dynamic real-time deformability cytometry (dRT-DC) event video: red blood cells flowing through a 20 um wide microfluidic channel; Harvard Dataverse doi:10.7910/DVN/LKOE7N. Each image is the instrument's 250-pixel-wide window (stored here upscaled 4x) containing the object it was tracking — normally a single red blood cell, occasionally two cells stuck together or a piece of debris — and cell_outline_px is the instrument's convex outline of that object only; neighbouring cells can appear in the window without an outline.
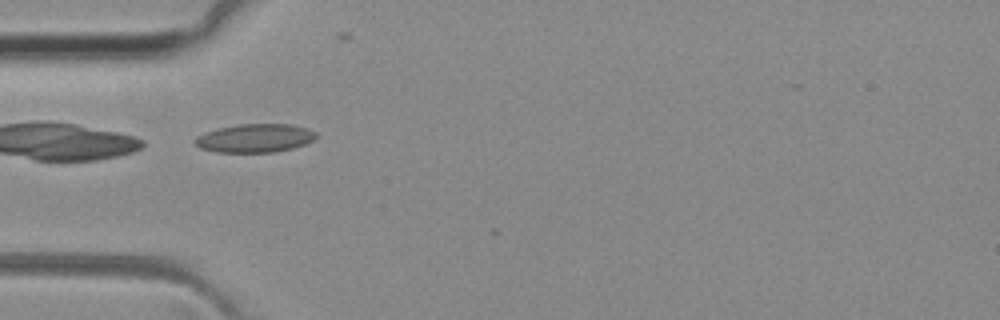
{"species": "common noctule bat (a hibernating species)", "species_latin": "Nyctalus noctula", "temperature_condition": "room temperature", "stored_images_in_passage": 2, "camera_frame_rate_fps": 3000, "um_per_image_px": 0.085, "animal": {"sex": "female", "body_mass_g": 29.2, "forearm_length_mm": 56.3}, "frame": {"image": 1, "passage_image": 1, "time_ms": 0.0, "image_size_px": [1000, 320], "cell_outline_px": [[316, 136], [312, 140], [304, 144], [292, 148], [276, 152], [216, 152], [200, 148], [192, 140], [196, 136], [204, 132], [220, 128], [240, 124], [292, 124], [308, 128], [316, 132]], "centroid_in_image_um": [21.65, 11.74], "position_along_channel_um": 63.4, "area_um2": 20.11}}